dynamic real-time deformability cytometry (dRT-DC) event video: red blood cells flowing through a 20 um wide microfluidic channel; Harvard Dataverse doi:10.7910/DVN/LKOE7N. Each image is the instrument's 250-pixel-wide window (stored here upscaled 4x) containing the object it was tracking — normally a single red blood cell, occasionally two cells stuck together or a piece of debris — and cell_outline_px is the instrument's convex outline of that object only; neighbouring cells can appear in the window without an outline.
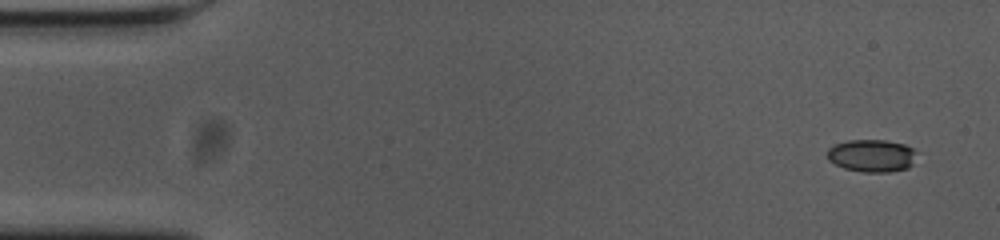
{"species": "common noctule bat (a hibernating species)", "species_latin": "Nyctalus noctula", "temperature_condition": "cold", "stored_images_in_passage": 53, "camera_frame_rate_fps": 3000, "um_per_image_px": 0.085, "animal": {"sex": "female", "body_mass_g": 23.0, "forearm_length_mm": 53.4}, "frame": {"image": 1, "passage_image": 1, "time_ms": 0.0, "image_size_px": [1000, 240], "cell_outline_px": [[920, 152], [912, 164], [908, 168], [888, 172], [864, 172], [844, 168], [828, 160], [828, 148], [836, 144], [848, 140], [888, 140], [904, 144]], "centroid_in_image_um": [74.16, 13.22], "position_along_channel_um": 10.8, "area_um2": 17.11}}
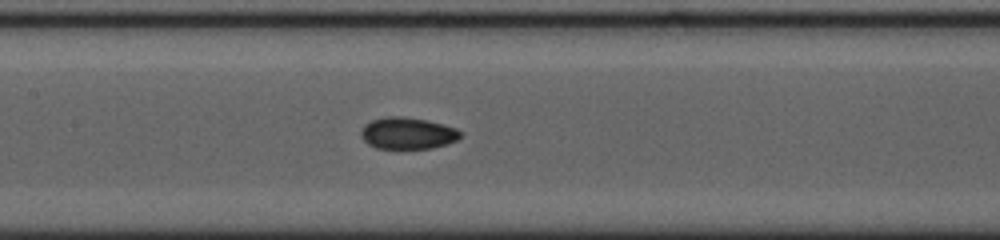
{"frame": {"image": 2, "passage_image": 24, "time_ms": 7.667, "image_size_px": [1000, 240], "cell_outline_px": [[464, 132], [456, 140], [448, 144], [432, 148], [376, 148], [368, 144], [360, 136], [360, 132], [364, 124], [372, 120], [384, 116], [404, 116], [428, 120], [444, 124], [456, 128]], "centroid_in_image_um": [34.65, 11.31], "position_along_channel_um": 172.7, "area_um2": 18.61}}
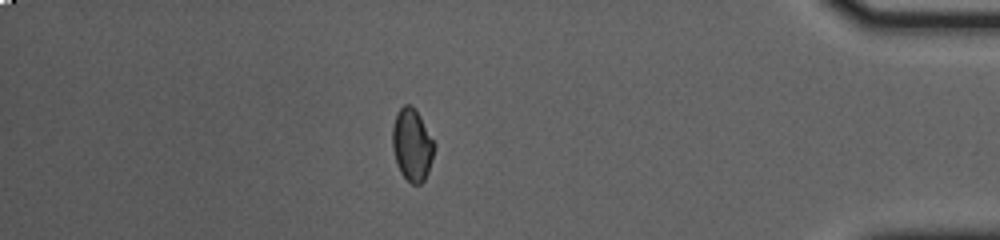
{"frame": {"image": 3, "passage_image": 46, "time_ms": 15.0, "image_size_px": [1000, 240], "cell_outline_px": [[436, 144], [428, 172], [424, 180], [420, 184], [412, 184], [400, 172], [392, 148], [392, 128], [396, 116], [400, 108], [404, 104], [408, 104], [420, 116]], "centroid_in_image_um": [35.03, 12.32], "position_along_channel_um": 400.2, "area_um2": 17.4}, "authors_computed_cell_mechanics": {"area_um2": 17.7446, "velocity_mm_per_s": 3.6844, "shape_relaxation_time_tau1_ms": 7.2789, "shape_relaxation_time_tau2_ms": 5.34, "deformation_change_tau1": 0.1495, "deformation_change_tau2": 0.059}}